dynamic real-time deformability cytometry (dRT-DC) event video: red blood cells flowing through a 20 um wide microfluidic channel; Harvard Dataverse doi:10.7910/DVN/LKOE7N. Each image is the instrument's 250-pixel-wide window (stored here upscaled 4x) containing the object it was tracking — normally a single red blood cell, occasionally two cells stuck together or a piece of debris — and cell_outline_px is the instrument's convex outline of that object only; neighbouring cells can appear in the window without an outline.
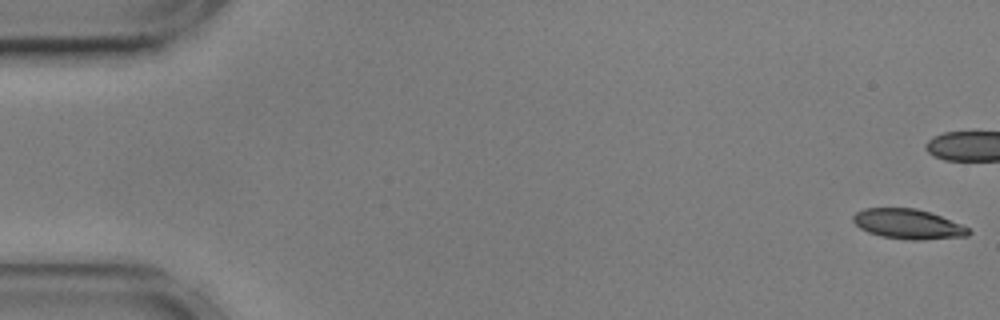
{"species": "common noctule bat (a hibernating species)", "species_latin": "Nyctalus noctula", "temperature_condition": "cold", "stored_images_in_passage": 17, "camera_frame_rate_fps": 3000, "um_per_image_px": 0.085, "animal": {"sex": "male", "body_mass_g": 17.9, "forearm_length_mm": 54.2}, "frame": {"image": 1, "passage_image": 1, "time_ms": 0.0, "image_size_px": [1000, 320], "cell_outline_px": [[972, 232], [968, 236], [924, 240], [908, 240], [880, 236], [868, 232], [860, 228], [852, 220], [852, 216], [856, 212], [864, 208], [916, 208], [940, 216], [960, 224], [968, 228]], "centroid_in_image_um": [77.17, 19.05], "position_along_channel_um": 7.8, "area_um2": 20.11}}